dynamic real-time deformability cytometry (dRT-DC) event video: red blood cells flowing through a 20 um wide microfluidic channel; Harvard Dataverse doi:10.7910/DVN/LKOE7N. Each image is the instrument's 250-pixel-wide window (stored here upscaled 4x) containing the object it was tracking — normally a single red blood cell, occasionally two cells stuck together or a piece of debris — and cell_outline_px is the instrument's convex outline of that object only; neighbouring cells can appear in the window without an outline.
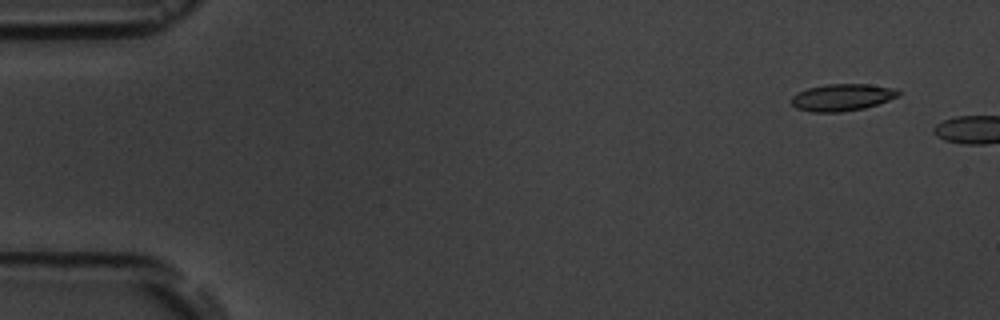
{"species": "common noctule bat (a hibernating species)", "species_latin": "Nyctalus noctula", "temperature_condition": "room temperature", "stored_images_in_passage": 2, "camera_frame_rate_fps": 3000, "um_per_image_px": 0.085, "animal": {"sex": "male", "body_mass_g": 19.5, "forearm_length_mm": 54.6}, "frame": {"image": 1, "passage_image": 1, "time_ms": 0.0, "image_size_px": [1000, 320], "cell_outline_px": [[900, 96], [864, 108], [840, 112], [812, 112], [796, 108], [788, 100], [796, 92], [808, 88], [828, 84], [868, 84], [896, 88], [900, 92]], "centroid_in_image_um": [71.55, 8.27], "position_along_channel_um": 13.4, "area_um2": 16.94}}